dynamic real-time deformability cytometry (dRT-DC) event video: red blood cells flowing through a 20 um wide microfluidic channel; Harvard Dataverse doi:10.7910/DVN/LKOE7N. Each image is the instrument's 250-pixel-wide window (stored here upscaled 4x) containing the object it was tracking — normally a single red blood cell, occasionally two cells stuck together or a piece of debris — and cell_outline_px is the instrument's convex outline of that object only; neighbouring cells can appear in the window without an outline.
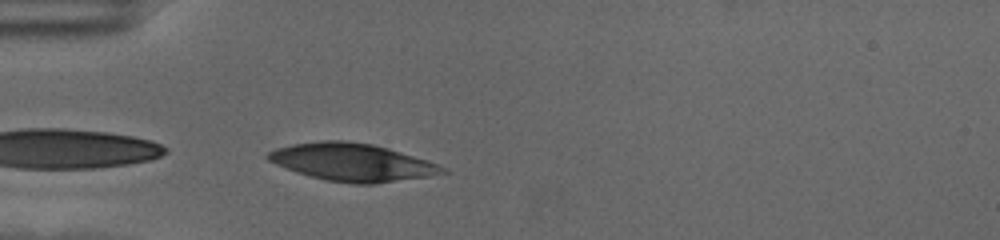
{"species": "human", "species_latin": "Homo sapiens", "temperature_condition": "cold", "stored_images_in_passage": 33, "camera_frame_rate_fps": 3000, "um_per_image_px": 0.085, "donor": {"sex": "female"}, "frame": {"image": 1, "passage_image": 1, "time_ms": 0.0, "image_size_px": [1000, 240], "cell_outline_px": [[448, 172], [428, 176], [372, 184], [352, 184], [328, 180], [296, 172], [276, 164], [268, 160], [264, 156], [268, 152], [276, 148], [292, 144], [320, 140], [344, 140], [372, 144], [388, 148], [448, 168]], "centroid_in_image_um": [29.89, 13.78], "position_along_channel_um": 55.1, "area_um2": 37.92}}
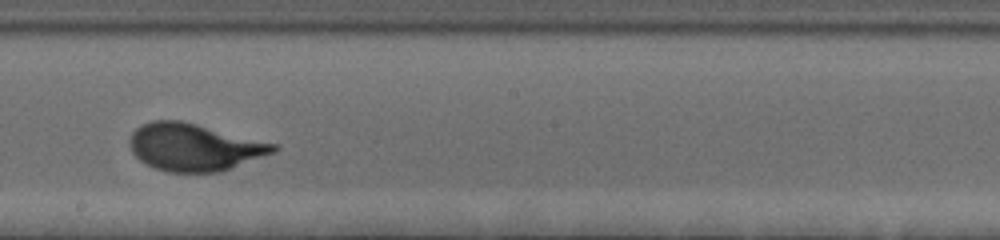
{"frame": {"image": 2, "passage_image": 17, "time_ms": 5.333, "image_size_px": [1000, 240], "cell_outline_px": [[280, 148], [276, 152], [220, 172], [168, 172], [156, 168], [140, 160], [132, 152], [128, 140], [132, 132], [140, 124], [152, 120], [180, 120], [280, 144]], "centroid_in_image_um": [16.54, 12.5], "position_along_channel_um": 231.7, "area_um2": 39.88}}
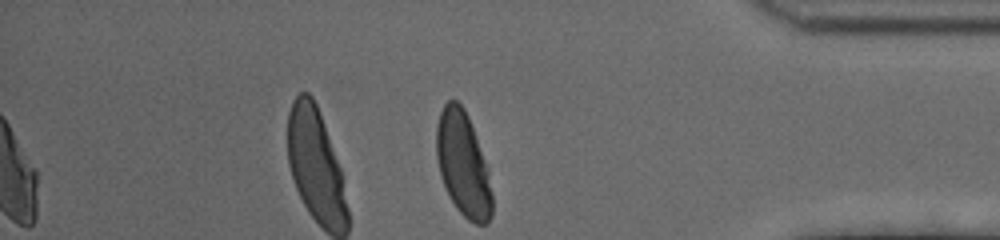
{"frame": {"image": 3, "passage_image": 33, "time_ms": 10.667, "image_size_px": [1000, 240], "cell_outline_px": [[492, 216], [484, 224], [476, 224], [468, 220], [456, 208], [448, 196], [440, 176], [436, 156], [436, 124], [440, 112], [444, 104], [448, 100], [456, 100], [464, 108], [468, 116], [488, 168], [492, 192]], "centroid_in_image_um": [39.35, 13.96], "position_along_channel_um": 395.9, "area_um2": 34.04}, "authors_computed_cell_mechanics": {"area_um2": 39.015, "velocity_mm_per_s": 3.5109, "shape_relaxation_time_tau1_ms": 3.5326, "shape_relaxation_time_tau2_ms": null, "deformation_change_tau1": 0.1717, "deformation_change_tau2": null}}